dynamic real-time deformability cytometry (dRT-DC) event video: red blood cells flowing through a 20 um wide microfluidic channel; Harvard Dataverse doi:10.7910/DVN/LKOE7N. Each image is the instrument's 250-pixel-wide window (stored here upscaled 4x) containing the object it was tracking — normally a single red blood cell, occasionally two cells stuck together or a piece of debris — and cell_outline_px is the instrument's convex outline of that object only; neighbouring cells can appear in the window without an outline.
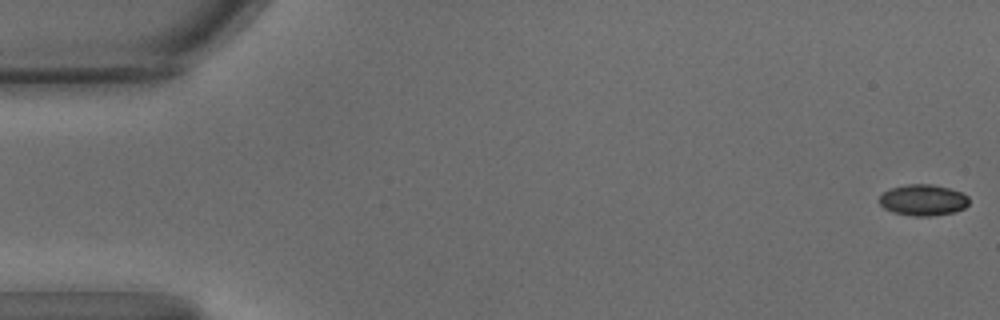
{"species": "common noctule bat (a hibernating species)", "species_latin": "Nyctalus noctula", "temperature_condition": "warm", "stored_images_in_passage": 58, "camera_frame_rate_fps": 3000, "um_per_image_px": 0.085, "animal": {"sex": "male", "body_mass_g": 15.6}, "frame": {"image": 1, "passage_image": 1, "time_ms": 0.0, "image_size_px": [1000, 320], "cell_outline_px": [[968, 204], [964, 208], [956, 212], [928, 216], [912, 216], [892, 212], [884, 208], [880, 204], [880, 196], [884, 192], [892, 188], [908, 184], [932, 184], [948, 188], [960, 192], [968, 196]], "centroid_in_image_um": [78.46, 17.01], "position_along_channel_um": 6.5, "area_um2": 16.18}}
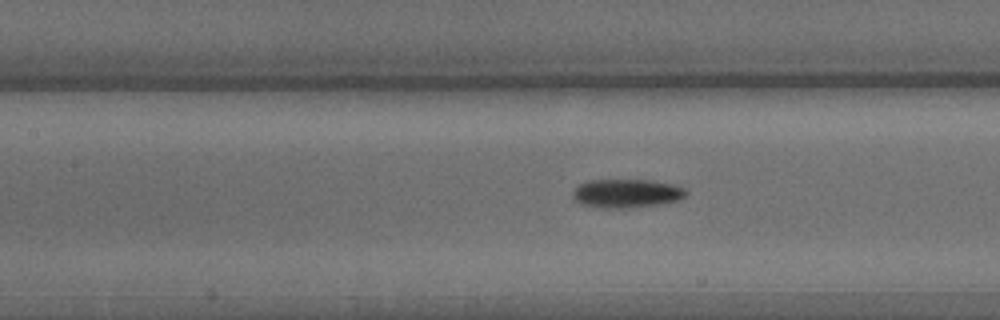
{"frame": {"image": 2, "passage_image": 26, "time_ms": 8.333, "image_size_px": [1000, 320], "cell_outline_px": [[688, 192], [680, 200], [664, 204], [624, 208], [604, 208], [580, 204], [572, 196], [572, 192], [580, 184], [588, 180], [648, 180], [672, 184], [684, 188]], "centroid_in_image_um": [53.27, 16.44], "position_along_channel_um": 154.1, "area_um2": 18.96}}
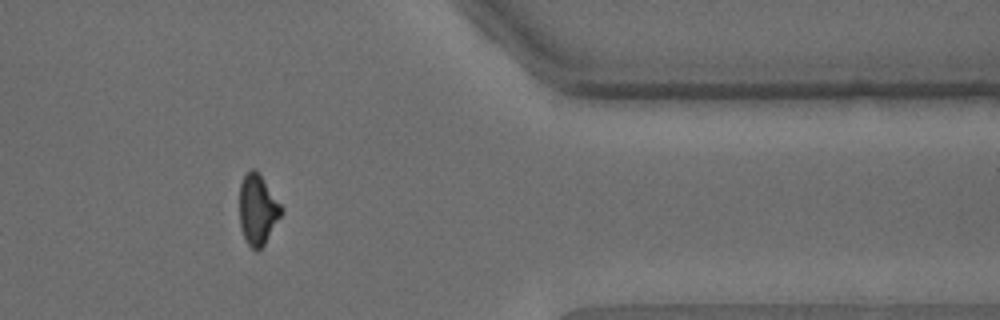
{"frame": {"image": 3, "passage_image": 48, "time_ms": 15.667, "image_size_px": [1000, 320], "cell_outline_px": [[284, 212], [264, 244], [256, 252], [248, 244], [240, 228], [240, 184], [244, 172], [252, 168], [256, 168], [260, 172], [284, 208]], "centroid_in_image_um": [21.92, 17.75], "position_along_channel_um": 389.5, "area_um2": 17.57}, "authors_computed_cell_mechanics": {"area_um2": 17.7446, "velocity_mm_per_s": 3.4931, "shape_relaxation_time_tau1_ms": 4.3597, "shape_relaxation_time_tau2_ms": null, "deformation_change_tau1": 0.149, "deformation_change_tau2": null}}